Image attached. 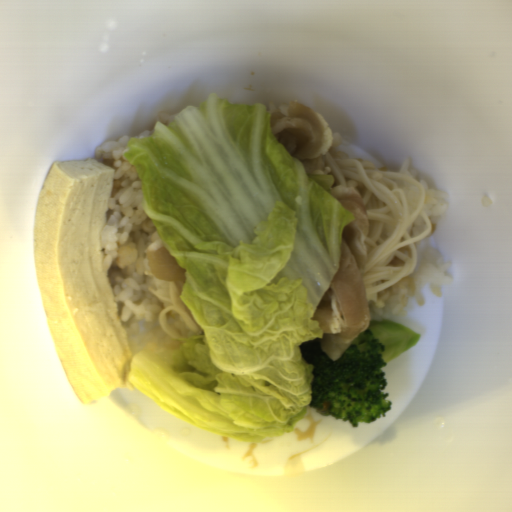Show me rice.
<instances>
[{"mask_svg": "<svg viewBox=\"0 0 512 512\" xmlns=\"http://www.w3.org/2000/svg\"><path fill=\"white\" fill-rule=\"evenodd\" d=\"M152 133L146 129L138 135L105 141L93 153V159L112 168V192L101 225L100 246L108 285L132 355L152 339L166 336L161 313L172 304L150 291L170 298L172 281L151 273L147 252L161 239L152 220L142 212L139 179L124 157L130 140Z\"/></svg>", "mask_w": 512, "mask_h": 512, "instance_id": "obj_1", "label": "rice"}, {"mask_svg": "<svg viewBox=\"0 0 512 512\" xmlns=\"http://www.w3.org/2000/svg\"><path fill=\"white\" fill-rule=\"evenodd\" d=\"M451 263L452 261L441 259L439 249L426 244L417 271H412L409 276H403L384 290L388 291V295L383 299V306H378L368 299L369 312L374 311L384 320H390L392 315H403L406 313L409 299L413 298L422 305L425 299L423 288L426 284L440 297L442 287L450 285L453 279L447 272Z\"/></svg>", "mask_w": 512, "mask_h": 512, "instance_id": "obj_2", "label": "rice"}, {"mask_svg": "<svg viewBox=\"0 0 512 512\" xmlns=\"http://www.w3.org/2000/svg\"><path fill=\"white\" fill-rule=\"evenodd\" d=\"M409 175L420 184L424 194V207L427 216H443L448 200L447 192L436 188H430L426 182L419 178L414 168L408 170Z\"/></svg>", "mask_w": 512, "mask_h": 512, "instance_id": "obj_3", "label": "rice"}]
</instances>
